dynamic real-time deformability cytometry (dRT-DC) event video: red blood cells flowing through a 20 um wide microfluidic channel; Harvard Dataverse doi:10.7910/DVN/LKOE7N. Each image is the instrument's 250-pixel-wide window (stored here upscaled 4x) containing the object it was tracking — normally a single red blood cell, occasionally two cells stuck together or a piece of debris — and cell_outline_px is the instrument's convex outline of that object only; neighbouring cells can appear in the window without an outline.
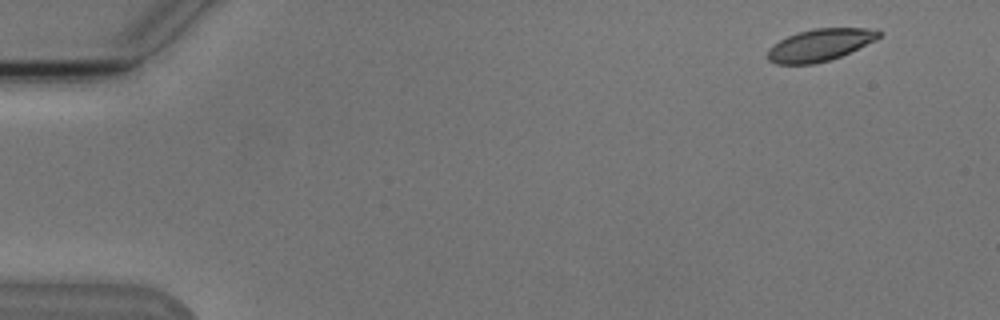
{"species": "Egyptian fruit bat (a non-hibernating species)", "species_latin": "Rousettus aegyptiacus", "temperature_condition": "cold", "stored_images_in_passage": 5, "camera_frame_rate_fps": 3000, "um_per_image_px": 0.085, "animal": {"sex": "male"}, "frame": {"image": 1, "passage_image": 1, "time_ms": 0.0, "image_size_px": [1000, 320], "cell_outline_px": [[880, 36], [876, 40], [840, 56], [816, 64], [776, 64], [768, 60], [768, 48], [780, 40], [796, 32], [812, 28], [864, 28], [880, 32]], "centroid_in_image_um": [69.65, 3.82], "position_along_channel_um": 15.4, "area_um2": 20.63}}